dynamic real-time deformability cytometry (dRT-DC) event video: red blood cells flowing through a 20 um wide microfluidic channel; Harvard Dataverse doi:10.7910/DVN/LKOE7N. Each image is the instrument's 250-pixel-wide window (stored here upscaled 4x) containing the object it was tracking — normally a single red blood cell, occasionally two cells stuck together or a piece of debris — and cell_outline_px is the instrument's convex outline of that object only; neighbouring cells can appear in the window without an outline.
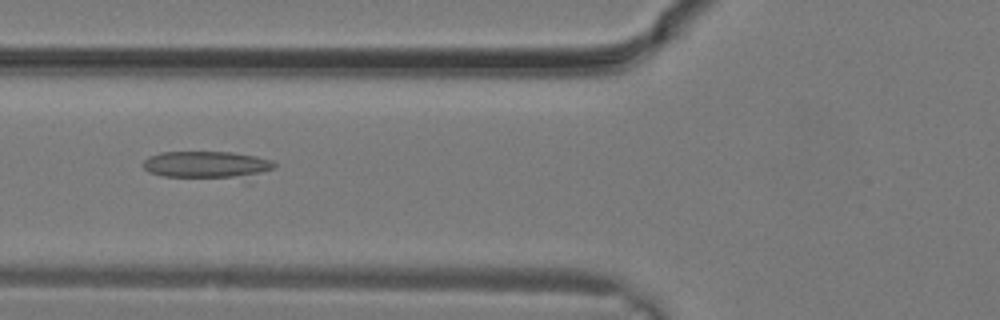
{"species": "common noctule bat (a hibernating species)", "species_latin": "Nyctalus noctula", "temperature_condition": "warm", "stored_images_in_passage": 8, "camera_frame_rate_fps": 3000, "um_per_image_px": 0.085, "animal": {"sex": "male", "body_mass_g": 19.2, "forearm_length_mm": 51.8}, "frame": {"image": 1, "passage_image": 5, "time_ms": 1.333, "image_size_px": [1000, 320], "cell_outline_px": [[276, 168], [252, 184], [160, 176], [148, 172], [140, 164], [148, 156], [160, 152], [232, 152], [256, 156], [272, 160], [276, 164]], "centroid_in_image_um": [17.81, 14.13], "position_along_channel_um": 108.0, "area_um2": 23.64}}
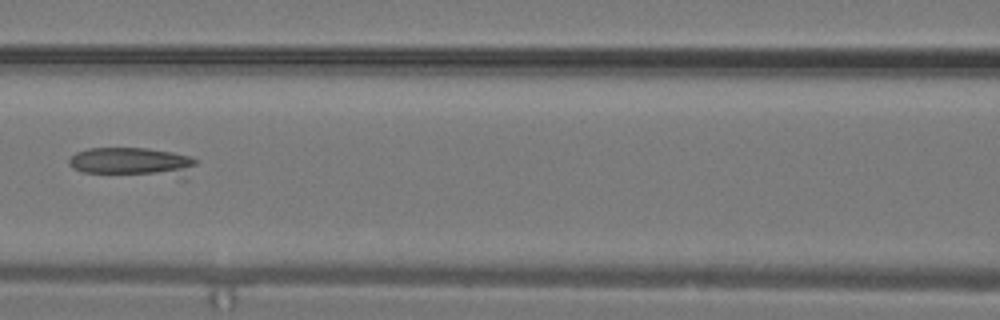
{"frame": {"image": 2, "passage_image": 7, "time_ms": 2.0, "image_size_px": [1000, 320], "cell_outline_px": [[196, 164], [188, 180], [180, 180], [84, 172], [72, 168], [68, 164], [68, 160], [76, 152], [88, 148], [148, 148], [172, 152], [192, 156], [196, 160]], "centroid_in_image_um": [11.41, 13.84], "position_along_channel_um": 155.2, "area_um2": 22.95}}